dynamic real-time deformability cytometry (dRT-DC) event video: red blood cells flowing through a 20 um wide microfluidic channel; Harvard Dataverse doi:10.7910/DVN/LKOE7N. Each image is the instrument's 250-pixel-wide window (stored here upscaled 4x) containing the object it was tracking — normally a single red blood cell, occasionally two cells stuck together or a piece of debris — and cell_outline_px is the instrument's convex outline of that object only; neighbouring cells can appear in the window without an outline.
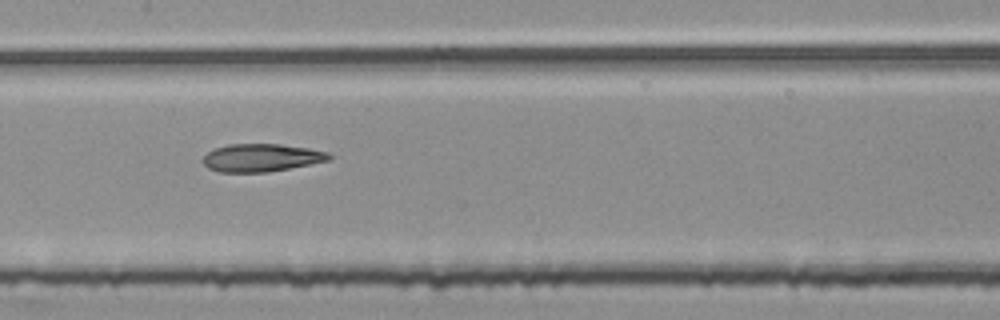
{"species": "common noctule bat (a hibernating species)", "species_latin": "Nyctalus noctula", "temperature_condition": "room temperature", "stored_images_in_passage": 55, "segment_of_instrument_passage": [2, 2], "camera_frame_rate_fps": 3000, "um_per_image_px": 0.085, "animal": {"sex": "female", "body_mass_g": 25.1}, "frame": {"image": 1, "passage_image": 27, "time_ms": 8.667, "image_size_px": [1000, 320], "cell_outline_px": [[332, 160], [268, 172], [220, 172], [208, 168], [200, 160], [208, 152], [216, 148], [228, 144], [280, 144], [308, 148], [328, 152], [332, 156]], "centroid_in_image_um": [22.22, 13.41], "position_along_channel_um": 185.2, "area_um2": 20.52}}
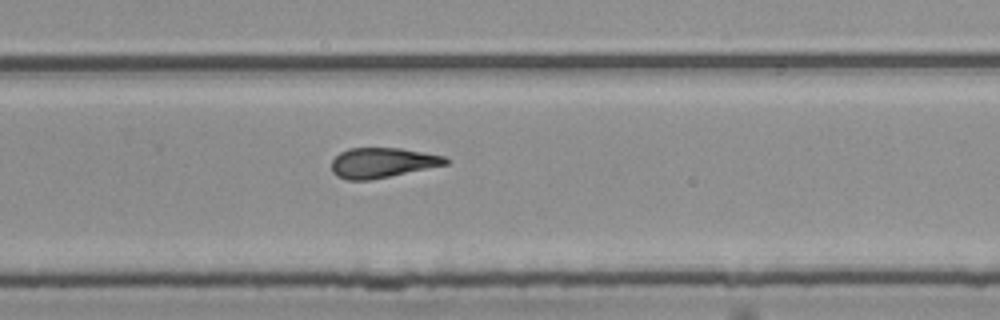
{"frame": {"image": 2, "passage_image": 36, "time_ms": 11.667, "image_size_px": [1000, 320], "cell_outline_px": [[448, 164], [368, 180], [348, 180], [336, 176], [332, 172], [332, 160], [340, 152], [348, 148], [400, 148], [444, 156], [448, 160]], "centroid_in_image_um": [32.45, 13.82], "position_along_channel_um": 297.3, "area_um2": 19.71}}
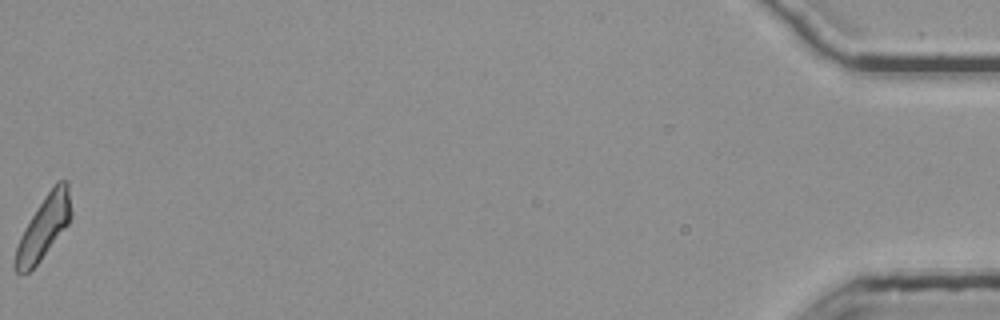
{"frame": {"image": 3, "passage_image": 55, "time_ms": 18.0, "image_size_px": [1000, 320], "cell_outline_px": [[72, 216], [68, 224], [40, 260], [28, 272], [16, 272], [12, 268], [12, 260], [20, 236], [24, 228], [56, 180], [68, 180], [72, 212]], "centroid_in_image_um": [3.71, 19.32], "position_along_channel_um": 431.5, "area_um2": 20.29}}